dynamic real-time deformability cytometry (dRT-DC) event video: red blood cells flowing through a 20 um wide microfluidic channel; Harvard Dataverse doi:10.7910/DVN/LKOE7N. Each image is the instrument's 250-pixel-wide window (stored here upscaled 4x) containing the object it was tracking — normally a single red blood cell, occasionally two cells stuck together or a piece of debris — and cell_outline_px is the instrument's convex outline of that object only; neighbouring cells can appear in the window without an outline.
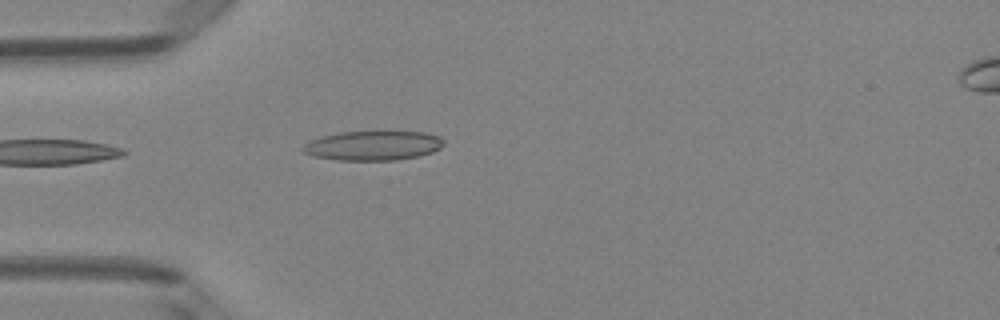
{"species": "Egyptian fruit bat (a non-hibernating species)", "species_latin": "Rousettus aegyptiacus", "temperature_condition": "room temperature", "stored_images_in_passage": 1, "camera_frame_rate_fps": 3000, "um_per_image_px": 0.085, "animal": {"sex": "female"}, "frame": {"image": 1, "passage_image": 1, "time_ms": 0.0, "image_size_px": [1000, 320], "cell_outline_px": [[444, 144], [440, 148], [432, 152], [420, 156], [396, 160], [336, 160], [312, 156], [304, 152], [300, 148], [304, 144], [320, 136], [340, 132], [424, 132], [440, 136], [444, 140]], "centroid_in_image_um": [31.71, 12.38], "position_along_channel_um": 53.3, "area_um2": 24.28}}